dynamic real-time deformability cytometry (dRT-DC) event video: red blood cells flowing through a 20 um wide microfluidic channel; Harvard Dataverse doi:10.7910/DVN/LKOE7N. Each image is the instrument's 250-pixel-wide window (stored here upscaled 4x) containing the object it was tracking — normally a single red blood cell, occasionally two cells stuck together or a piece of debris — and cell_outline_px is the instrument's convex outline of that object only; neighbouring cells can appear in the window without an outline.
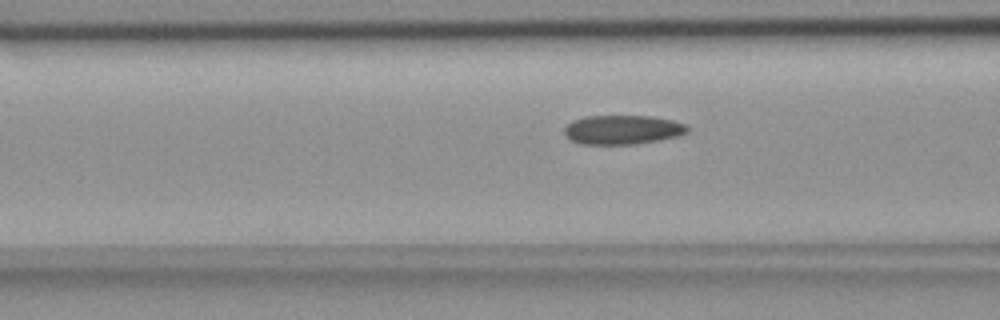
{"species": "common noctule bat (a hibernating species)", "species_latin": "Nyctalus noctula", "temperature_condition": "room temperature", "stored_images_in_passage": 48, "camera_frame_rate_fps": 3000, "um_per_image_px": 0.085, "animal": {"sex": "female", "body_mass_g": 18.4}, "frame": {"image": 1, "passage_image": 21, "time_ms": 6.667, "image_size_px": [1000, 320], "cell_outline_px": [[688, 132], [680, 136], [632, 144], [584, 144], [572, 140], [564, 132], [564, 128], [572, 120], [584, 116], [652, 116], [672, 120], [684, 124], [688, 128]], "centroid_in_image_um": [52.92, 11.01], "position_along_channel_um": 113.7, "area_um2": 20.75}}
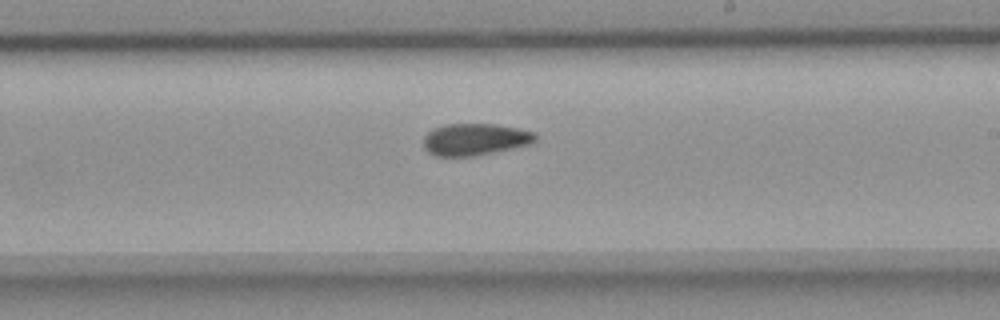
{"frame": {"image": 2, "passage_image": 32, "time_ms": 10.333, "image_size_px": [1000, 320], "cell_outline_px": [[536, 140], [532, 144], [476, 156], [436, 156], [428, 152], [424, 148], [424, 136], [432, 128], [444, 124], [496, 124], [536, 132]], "centroid_in_image_um": [40.37, 11.85], "position_along_channel_um": 248.6, "area_um2": 20.98}}
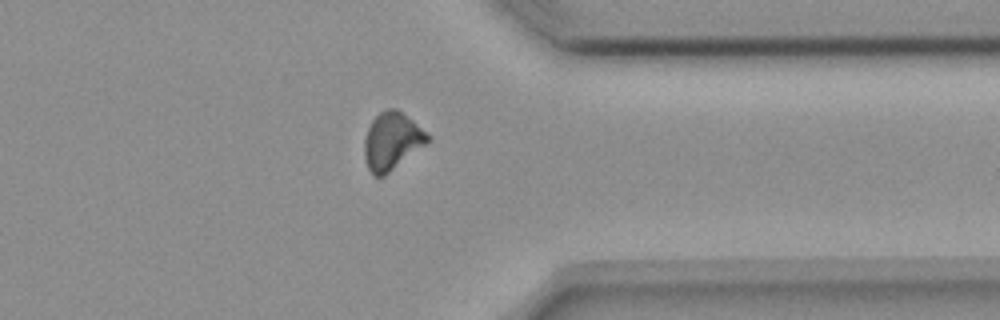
{"frame": {"image": 3, "passage_image": 43, "time_ms": 14.0, "image_size_px": [1000, 320], "cell_outline_px": [[428, 140], [424, 144], [384, 176], [372, 176], [368, 168], [364, 156], [364, 140], [368, 128], [372, 120], [380, 112], [388, 108], [396, 108], [428, 132]], "centroid_in_image_um": [33.27, 11.98], "position_along_channel_um": 378.1, "area_um2": 20.75}, "authors_computed_cell_mechanics": {"area_um2": 20.6924, "velocity_mm_per_s": 3.6919, "shape_relaxation_time_tau1_ms": null, "shape_relaxation_time_tau2_ms": 5.9396, "deformation_change_tau1": null, "deformation_change_tau2": 0.1096}}